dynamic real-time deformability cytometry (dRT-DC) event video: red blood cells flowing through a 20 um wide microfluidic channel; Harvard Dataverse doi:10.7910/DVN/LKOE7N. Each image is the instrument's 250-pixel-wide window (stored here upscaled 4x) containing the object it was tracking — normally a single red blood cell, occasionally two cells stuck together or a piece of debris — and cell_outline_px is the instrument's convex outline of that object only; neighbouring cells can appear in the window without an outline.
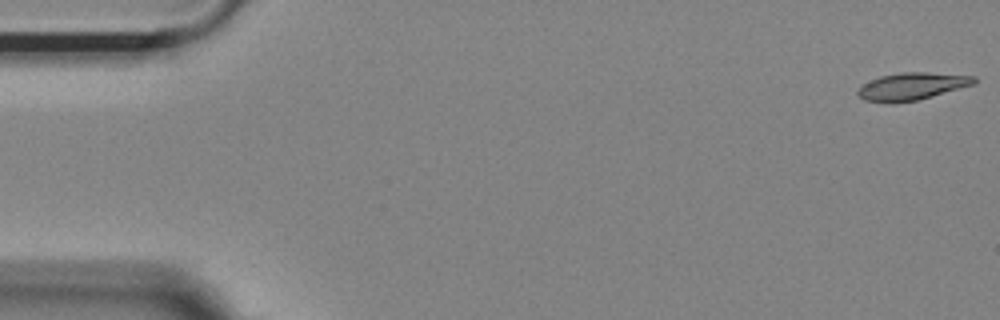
{"species": "Egyptian fruit bat (a non-hibernating species)", "species_latin": "Rousettus aegyptiacus", "temperature_condition": "room temperature", "stored_images_in_passage": 16, "camera_frame_rate_fps": 3000, "um_per_image_px": 0.085, "animal": {"sex": "female"}, "frame": {"image": 1, "passage_image": 1, "time_ms": 0.0, "image_size_px": [1000, 320], "cell_outline_px": [[976, 84], [932, 96], [916, 100], [864, 100], [856, 92], [860, 84], [880, 76], [900, 72], [928, 72], [976, 76]], "centroid_in_image_um": [77.56, 7.28], "position_along_channel_um": 7.4, "area_um2": 18.03}}
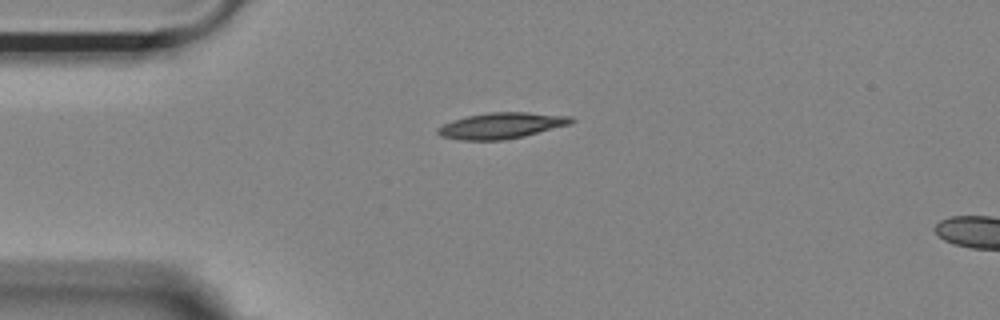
{"frame": {"image": 2, "passage_image": 13, "time_ms": 4.0, "image_size_px": [1000, 320], "cell_outline_px": [[576, 120], [568, 124], [524, 136], [504, 140], [460, 140], [440, 136], [436, 132], [436, 128], [452, 120], [468, 116], [488, 112], [528, 112], [572, 116]], "centroid_in_image_um": [42.59, 10.67], "position_along_channel_um": 42.4, "area_um2": 20.17}}